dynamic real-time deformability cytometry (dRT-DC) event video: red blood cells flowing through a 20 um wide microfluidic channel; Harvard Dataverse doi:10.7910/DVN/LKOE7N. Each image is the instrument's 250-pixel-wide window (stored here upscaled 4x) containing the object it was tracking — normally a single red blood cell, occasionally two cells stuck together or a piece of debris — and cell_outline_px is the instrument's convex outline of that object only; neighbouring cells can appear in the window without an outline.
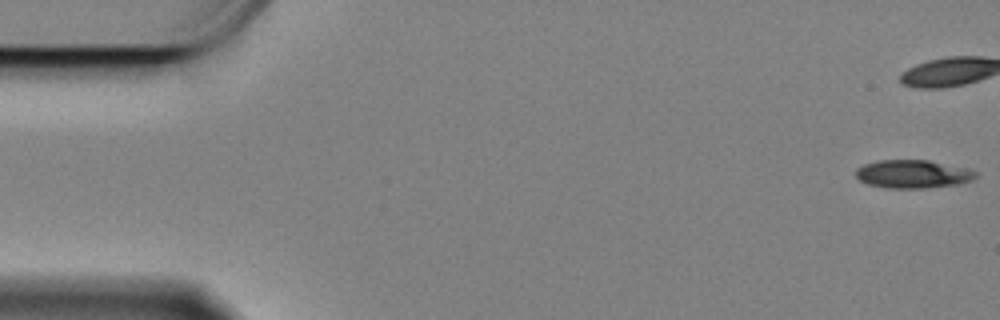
{"species": "Egyptian fruit bat (a non-hibernating species)", "species_latin": "Rousettus aegyptiacus", "temperature_condition": "cold", "stored_images_in_passage": 60, "camera_frame_rate_fps": 3000, "um_per_image_px": 0.085, "animal": {"sex": "female"}, "frame": {"image": 1, "passage_image": 1, "time_ms": 0.0, "image_size_px": [1000, 320], "cell_outline_px": [[976, 176], [972, 180], [956, 184], [928, 188], [884, 188], [868, 184], [860, 180], [856, 176], [856, 168], [864, 164], [880, 160], [928, 160], [968, 168], [976, 172]], "centroid_in_image_um": [77.58, 14.79], "position_along_channel_um": 7.4, "area_um2": 19.71}}
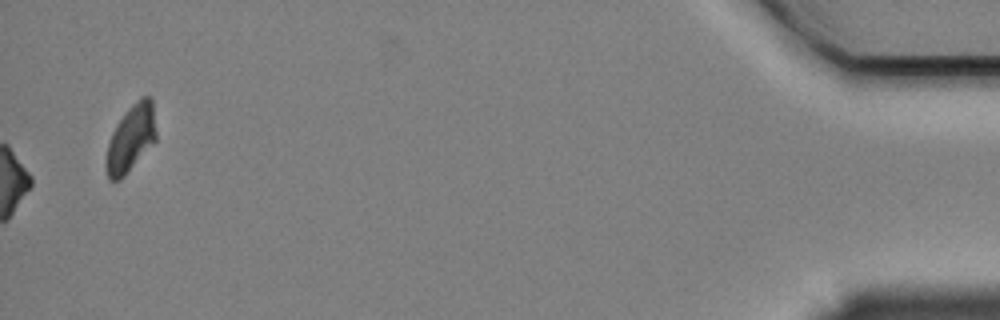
{"frame": {"image": 2, "passage_image": 60, "time_ms": 19.667, "image_size_px": [1000, 320], "cell_outline_px": [[156, 140], [124, 176], [120, 180], [108, 180], [104, 164], [108, 144], [112, 132], [116, 124], [124, 112], [140, 96], [152, 96], [156, 132]], "centroid_in_image_um": [11.11, 11.74], "position_along_channel_um": 424.1, "area_um2": 19.65}, "authors_computed_cell_mechanics": {"area_um2": 20.6346, "velocity_mm_per_s": 3.3455, "shape_relaxation_time_tau1_ms": 2.4301, "shape_relaxation_time_tau2_ms": null, "deformation_change_tau1": 0.1086, "deformation_change_tau2": null}}